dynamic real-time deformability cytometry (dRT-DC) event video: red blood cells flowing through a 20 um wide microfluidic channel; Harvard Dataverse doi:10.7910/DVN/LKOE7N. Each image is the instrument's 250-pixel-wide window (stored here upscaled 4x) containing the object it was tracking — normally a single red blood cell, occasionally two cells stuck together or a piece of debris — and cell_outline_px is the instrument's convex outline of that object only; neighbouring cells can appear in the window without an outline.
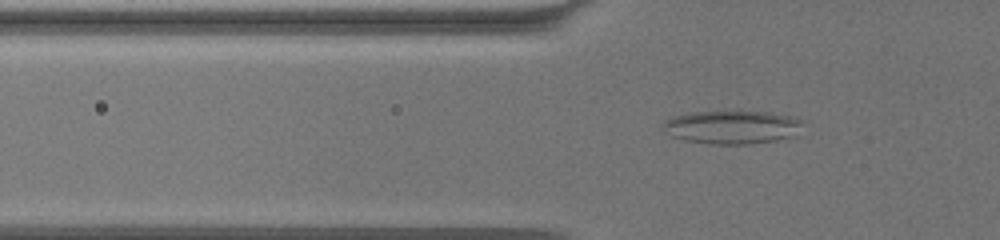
{"species": "common noctule bat (a hibernating species)", "species_latin": "Nyctalus noctula", "temperature_condition": "warm", "stored_images_in_passage": 46, "camera_frame_rate_fps": 3000, "um_per_image_px": 0.085, "animal": {"sex": "female", "body_mass_g": 19.5, "forearm_length_mm": 54.1}, "frame": {"image": 1, "passage_image": 5, "time_ms": 1.333, "image_size_px": [1000, 240], "cell_outline_px": [[804, 120], [792, 136], [776, 140], [748, 144], [712, 144], [684, 140], [672, 136], [660, 128], [660, 124], [664, 120], [672, 116], [692, 112], [772, 112]], "centroid_in_image_um": [62.13, 10.81], "position_along_channel_um": 63.7, "area_um2": 26.99}}
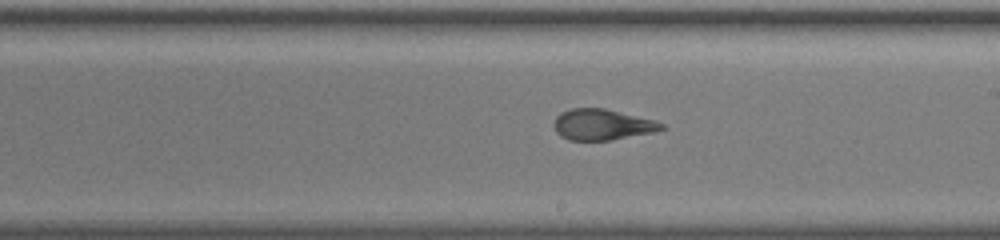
{"frame": {"image": 2, "passage_image": 21, "time_ms": 6.667, "image_size_px": [1000, 240], "cell_outline_px": [[664, 128], [652, 132], [612, 140], [568, 140], [560, 136], [556, 132], [552, 124], [556, 116], [560, 112], [572, 108], [604, 108], [652, 120], [664, 124]], "centroid_in_image_um": [51.1, 10.59], "position_along_channel_um": 237.9, "area_um2": 19.25}}
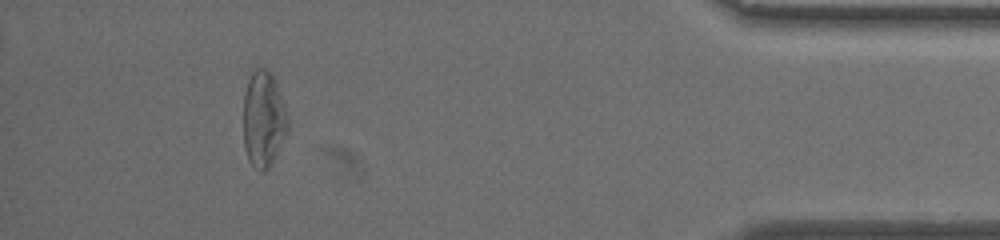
{"frame": {"image": 3, "passage_image": 41, "time_ms": 13.333, "image_size_px": [1000, 240], "cell_outline_px": [[288, 128], [268, 168], [264, 172], [260, 172], [248, 160], [244, 148], [244, 92], [248, 80], [252, 72], [256, 68], [264, 68], [272, 72], [284, 104], [288, 120]], "centroid_in_image_um": [22.37, 10.1], "position_along_channel_um": 412.8, "area_um2": 24.57}, "authors_computed_cell_mechanics": {"area_um2": 21.6461, "velocity_mm_per_s": 3.3654, "shape_relaxation_time_tau1_ms": null, "shape_relaxation_time_tau2_ms": 1.8176, "deformation_change_tau1": null, "deformation_change_tau2": 0.0985}}